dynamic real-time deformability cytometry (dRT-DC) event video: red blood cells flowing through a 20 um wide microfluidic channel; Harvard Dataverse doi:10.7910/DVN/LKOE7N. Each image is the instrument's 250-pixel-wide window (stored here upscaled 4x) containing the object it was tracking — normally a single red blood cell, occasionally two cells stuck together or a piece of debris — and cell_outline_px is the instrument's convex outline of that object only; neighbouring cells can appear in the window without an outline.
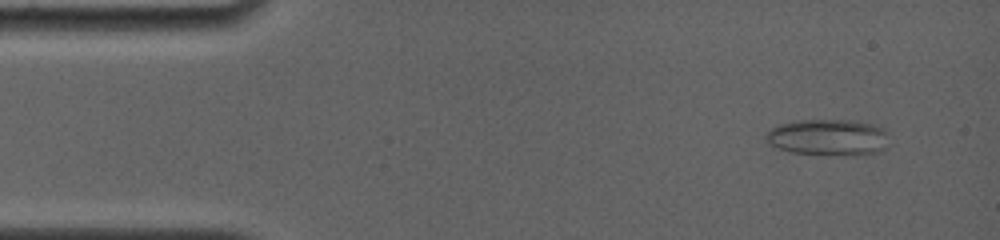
{"species": "common noctule bat (a hibernating species)", "species_latin": "Nyctalus noctula", "temperature_condition": "room temperature", "stored_images_in_passage": 4, "camera_frame_rate_fps": 4000, "um_per_image_px": 0.085, "animal": {"sex": "female", "body_mass_g": 19.0, "forearm_length_mm": 56.7}, "frame": {"image": 1, "passage_image": 1, "time_ms": 0.0, "image_size_px": [1000, 240], "cell_outline_px": [[884, 148], [880, 152], [852, 156], [792, 152], [780, 148], [772, 144], [764, 136], [772, 128], [780, 124], [796, 120], [852, 120], [872, 124], [884, 128]], "centroid_in_image_um": [70.39, 11.67], "position_along_channel_um": 14.6, "area_um2": 25.66}}
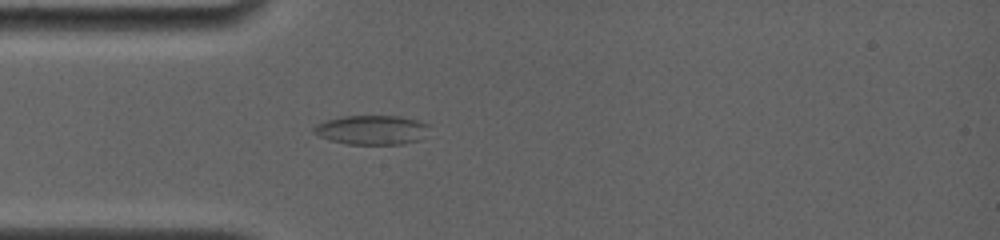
{"frame": {"image": 2, "passage_image": 4, "time_ms": 3.25, "image_size_px": [1000, 240], "cell_outline_px": [[428, 124], [420, 140], [404, 144], [348, 144], [328, 140], [312, 132], [312, 128], [316, 124], [324, 120], [340, 116], [400, 116], [416, 120]], "centroid_in_image_um": [31.52, 11.04], "position_along_channel_um": 53.5, "area_um2": 19.71}}